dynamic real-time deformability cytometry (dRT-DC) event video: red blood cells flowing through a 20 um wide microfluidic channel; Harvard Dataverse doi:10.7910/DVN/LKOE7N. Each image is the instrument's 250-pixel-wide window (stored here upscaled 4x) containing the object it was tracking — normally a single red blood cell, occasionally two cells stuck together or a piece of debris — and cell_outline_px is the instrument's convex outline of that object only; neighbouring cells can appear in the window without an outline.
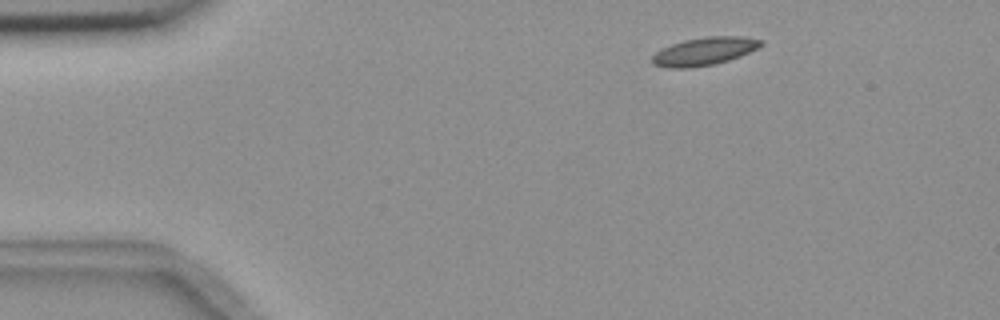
{"species": "common noctule bat (a hibernating species)", "species_latin": "Nyctalus noctula", "temperature_condition": "room temperature", "stored_images_in_passage": 4, "camera_frame_rate_fps": 3000, "um_per_image_px": 0.085, "animal": {"sex": "female", "body_mass_g": 18.4}, "frame": {"image": 1, "passage_image": 1, "time_ms": 0.0, "image_size_px": [1000, 320], "cell_outline_px": [[764, 44], [740, 56], [716, 64], [692, 68], [668, 68], [652, 64], [652, 56], [656, 52], [672, 44], [684, 40], [704, 36], [744, 36], [764, 40]], "centroid_in_image_um": [59.88, 4.36], "position_along_channel_um": 25.1, "area_um2": 17.8}}